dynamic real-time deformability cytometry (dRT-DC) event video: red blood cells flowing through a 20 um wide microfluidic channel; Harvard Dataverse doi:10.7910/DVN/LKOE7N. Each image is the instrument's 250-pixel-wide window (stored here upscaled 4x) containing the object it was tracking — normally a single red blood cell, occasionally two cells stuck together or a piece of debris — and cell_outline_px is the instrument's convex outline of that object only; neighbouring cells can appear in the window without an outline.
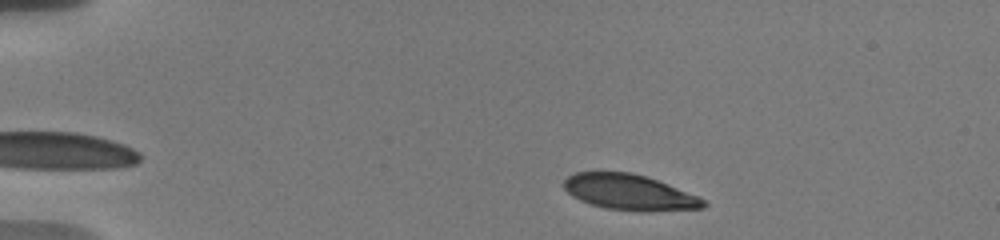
{"species": "human", "species_latin": "Homo sapiens", "temperature_condition": "warm", "stored_images_in_passage": 50, "camera_frame_rate_fps": 3000, "um_per_image_px": 0.085, "donor": {"sex": "male"}, "frame": {"image": 1, "passage_image": 5, "time_ms": 1.333, "image_size_px": [1000, 240], "cell_outline_px": [[708, 204], [704, 208], [644, 212], [640, 212], [604, 208], [580, 200], [572, 196], [564, 188], [564, 180], [568, 176], [576, 172], [632, 172], [668, 184], [696, 196], [704, 200]], "centroid_in_image_um": [53.49, 16.35], "position_along_channel_um": 31.5, "area_um2": 28.84}}
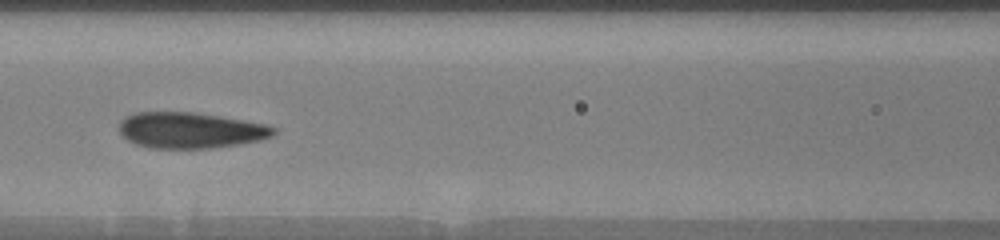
{"frame": {"image": 2, "passage_image": 21, "time_ms": 6.667, "image_size_px": [1000, 240], "cell_outline_px": [[276, 132], [272, 136], [260, 140], [236, 144], [208, 148], [148, 148], [136, 144], [128, 140], [120, 132], [120, 120], [124, 116], [136, 112], [192, 112], [220, 116], [244, 120], [264, 124], [276, 128]], "centroid_in_image_um": [16.15, 11.06], "position_along_channel_um": 150.4, "area_um2": 32.19}}
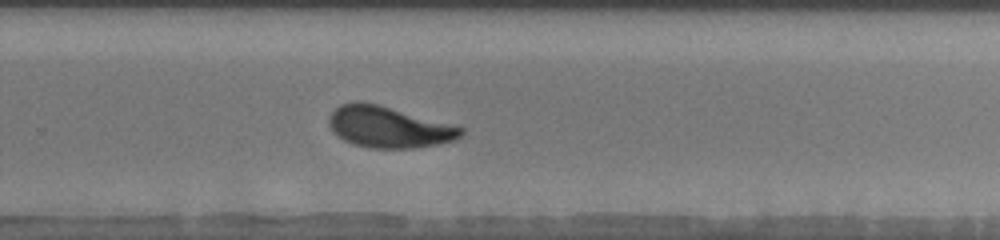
{"frame": {"image": 3, "passage_image": 33, "time_ms": 10.667, "image_size_px": [1000, 240], "cell_outline_px": [[464, 132], [456, 140], [436, 144], [412, 148], [372, 148], [352, 144], [344, 140], [332, 132], [328, 124], [328, 116], [340, 104], [356, 100], [360, 100], [380, 104], [464, 128]], "centroid_in_image_um": [32.98, 10.78], "position_along_channel_um": 296.8, "area_um2": 31.91}, "authors_computed_cell_mechanics": {"area_um2": 31.5299, "velocity_mm_per_s": 3.6744, "shape_relaxation_time_tau1_ms": 3.4128, "shape_relaxation_time_tau2_ms": 0.8111, "deformation_change_tau1": 0.1579, "deformation_change_tau2": 0.0645}}